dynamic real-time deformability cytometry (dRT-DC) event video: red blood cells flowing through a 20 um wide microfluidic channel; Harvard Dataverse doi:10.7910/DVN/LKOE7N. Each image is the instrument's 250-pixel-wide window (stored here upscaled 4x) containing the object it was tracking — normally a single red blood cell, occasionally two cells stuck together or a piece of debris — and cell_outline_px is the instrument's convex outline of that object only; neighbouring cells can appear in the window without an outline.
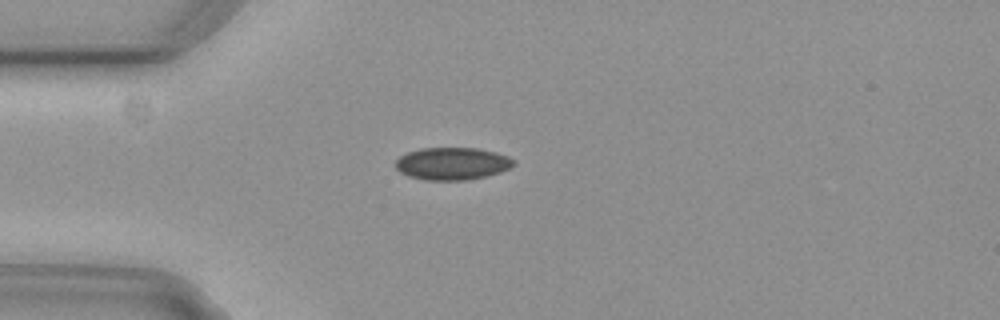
{"species": "common noctule bat (a hibernating species)", "species_latin": "Nyctalus noctula", "temperature_condition": "cold", "stored_images_in_passage": 4, "camera_frame_rate_fps": 3000, "um_per_image_px": 0.085, "animal": {"sex": "female", "body_mass_g": 29.2, "forearm_length_mm": 56.3}, "frame": {"image": 1, "passage_image": 1, "time_ms": 0.0, "image_size_px": [1000, 320], "cell_outline_px": [[516, 164], [512, 168], [500, 172], [468, 180], [424, 180], [408, 176], [400, 172], [396, 168], [396, 160], [400, 156], [408, 152], [420, 148], [476, 148], [496, 152], [508, 156], [516, 160]], "centroid_in_image_um": [38.47, 13.91], "position_along_channel_um": 46.5, "area_um2": 22.48}}